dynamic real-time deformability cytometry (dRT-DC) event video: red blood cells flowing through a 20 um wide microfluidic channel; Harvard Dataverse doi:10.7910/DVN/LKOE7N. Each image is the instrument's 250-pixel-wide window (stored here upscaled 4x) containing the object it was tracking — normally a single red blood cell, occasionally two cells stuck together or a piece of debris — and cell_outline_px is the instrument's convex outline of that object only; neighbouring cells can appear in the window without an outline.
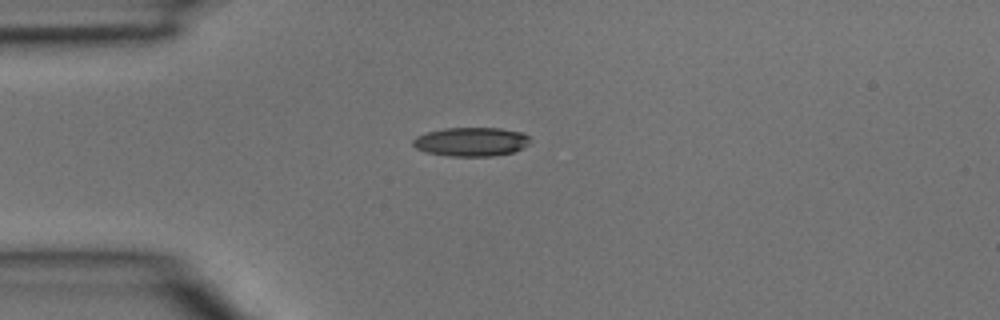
{"species": "common noctule bat (a hibernating species)", "species_latin": "Nyctalus noctula", "temperature_condition": "room temperature", "stored_images_in_passage": 2, "camera_frame_rate_fps": 3000, "um_per_image_px": 0.085, "animal": {"sex": "male", "body_mass_g": 15.6}, "frame": {"image": 1, "passage_image": 1, "time_ms": 0.0, "image_size_px": [1000, 320], "cell_outline_px": [[532, 140], [528, 144], [512, 152], [492, 156], [452, 156], [424, 152], [416, 148], [412, 144], [412, 140], [416, 136], [428, 132], [444, 128], [500, 128], [524, 132]], "centroid_in_image_um": [40.04, 12.04], "position_along_channel_um": 45.0, "area_um2": 19.77}}
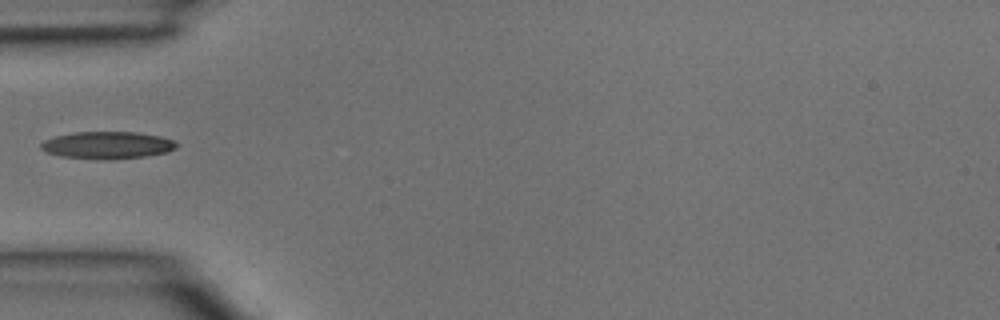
{"frame": {"image": 2, "passage_image": 2, "time_ms": 0.333, "image_size_px": [1000, 320], "cell_outline_px": [[176, 148], [168, 152], [144, 156], [112, 160], [60, 156], [48, 152], [40, 148], [40, 144], [44, 140], [56, 136], [72, 132], [136, 132], [160, 136], [172, 140], [176, 144]], "centroid_in_image_um": [9.12, 12.33], "position_along_channel_um": 75.9, "area_um2": 21.39}}